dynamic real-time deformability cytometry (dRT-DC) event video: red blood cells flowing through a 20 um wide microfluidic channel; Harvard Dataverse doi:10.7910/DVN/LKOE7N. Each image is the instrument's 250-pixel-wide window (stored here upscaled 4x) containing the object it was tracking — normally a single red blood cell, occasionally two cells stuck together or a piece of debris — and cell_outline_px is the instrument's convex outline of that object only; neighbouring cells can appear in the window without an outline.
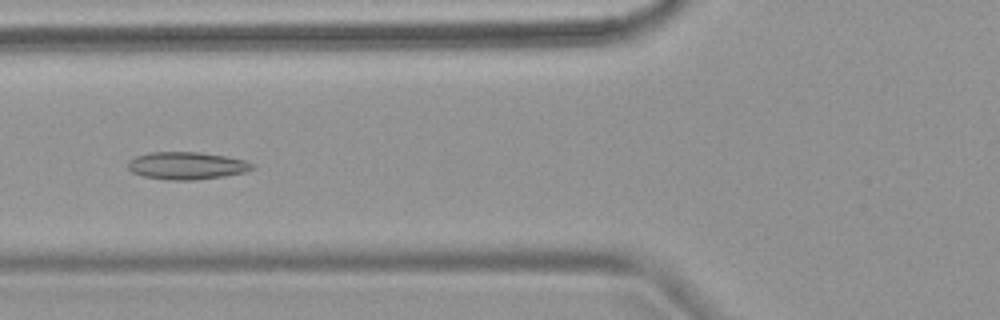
{"species": "common noctule bat (a hibernating species)", "species_latin": "Nyctalus noctula", "temperature_condition": "warm", "stored_images_in_passage": 5, "camera_frame_rate_fps": 3000, "um_per_image_px": 0.085, "animal": {"sex": "female", "body_mass_g": 18.4}, "frame": {"image": 1, "passage_image": 5, "time_ms": 4.667, "image_size_px": [1000, 320], "cell_outline_px": [[256, 164], [252, 168], [244, 172], [224, 176], [196, 180], [168, 180], [144, 176], [132, 172], [128, 168], [128, 160], [136, 156], [152, 152], [200, 152], [224, 156], [244, 160]], "centroid_in_image_um": [15.86, 14.08], "position_along_channel_um": 109.9, "area_um2": 19.83}}